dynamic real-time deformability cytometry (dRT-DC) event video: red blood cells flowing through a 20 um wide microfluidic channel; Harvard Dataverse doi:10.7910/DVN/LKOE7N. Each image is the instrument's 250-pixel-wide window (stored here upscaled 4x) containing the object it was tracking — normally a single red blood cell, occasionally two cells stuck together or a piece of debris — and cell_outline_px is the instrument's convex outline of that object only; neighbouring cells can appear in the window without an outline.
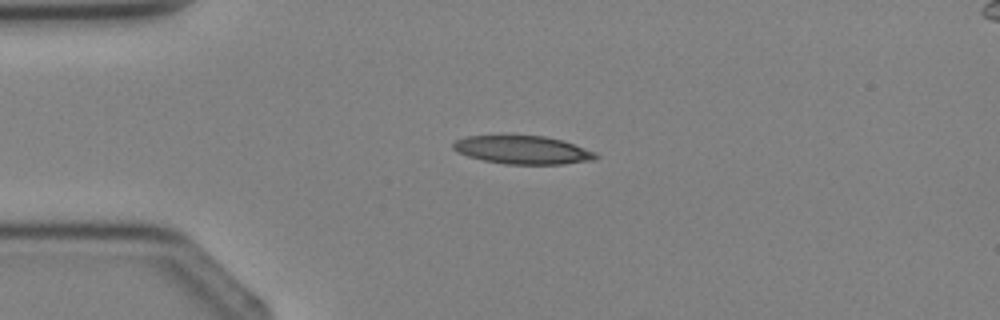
{"species": "Egyptian fruit bat (a non-hibernating species)", "species_latin": "Rousettus aegyptiacus", "temperature_condition": "cold", "stored_images_in_passage": 2, "camera_frame_rate_fps": 3000, "um_per_image_px": 0.085, "animal": {"sex": "female"}, "frame": {"image": 1, "passage_image": 2, "time_ms": 1.0, "image_size_px": [1000, 320], "cell_outline_px": [[600, 156], [596, 160], [564, 164], [504, 164], [484, 160], [468, 156], [456, 152], [452, 148], [452, 144], [456, 140], [464, 136], [508, 132], [512, 132], [544, 136], [564, 140], [596, 152]], "centroid_in_image_um": [44.4, 12.68], "position_along_channel_um": 40.6, "area_um2": 24.85}}